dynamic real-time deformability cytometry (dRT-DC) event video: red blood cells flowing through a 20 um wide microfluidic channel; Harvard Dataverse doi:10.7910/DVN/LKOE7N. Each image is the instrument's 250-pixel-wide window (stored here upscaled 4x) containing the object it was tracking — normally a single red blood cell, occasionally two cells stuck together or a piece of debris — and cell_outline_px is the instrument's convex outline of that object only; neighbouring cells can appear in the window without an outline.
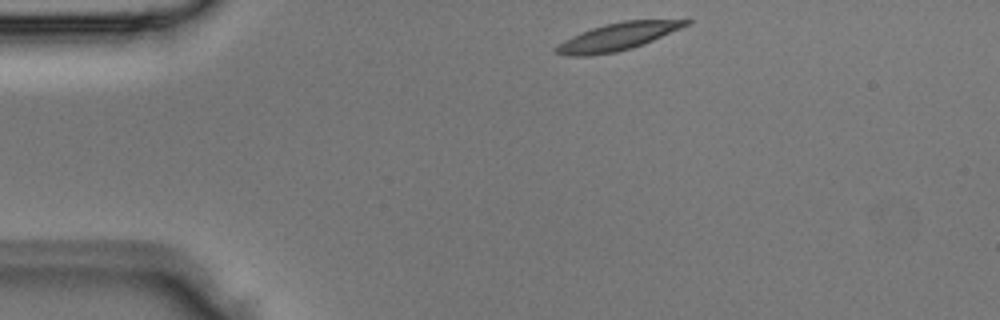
{"species": "Egyptian fruit bat (a non-hibernating species)", "species_latin": "Rousettus aegyptiacus", "temperature_condition": "room temperature", "stored_images_in_passage": 3, "segment_of_instrument_passage": [1, 2], "camera_frame_rate_fps": 3000, "um_per_image_px": 0.085, "animal": {"sex": "male"}, "frame": {"image": 1, "passage_image": 1, "time_ms": 0.0, "image_size_px": [1000, 320], "cell_outline_px": [[692, 20], [688, 24], [680, 28], [644, 44], [632, 48], [616, 52], [588, 56], [564, 56], [552, 52], [564, 40], [580, 32], [604, 24], [624, 20]], "centroid_in_image_um": [52.43, 3.13], "position_along_channel_um": 32.6, "area_um2": 20.58}}